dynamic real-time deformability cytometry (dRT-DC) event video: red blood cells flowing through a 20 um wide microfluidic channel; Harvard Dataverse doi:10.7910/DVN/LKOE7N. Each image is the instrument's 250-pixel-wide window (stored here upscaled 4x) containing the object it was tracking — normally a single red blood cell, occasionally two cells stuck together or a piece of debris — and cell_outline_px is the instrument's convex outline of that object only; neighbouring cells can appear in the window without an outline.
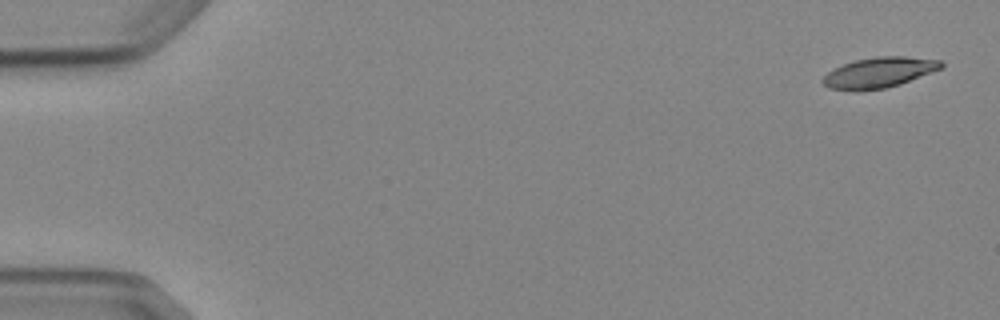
{"species": "Egyptian fruit bat (a non-hibernating species)", "species_latin": "Rousettus aegyptiacus", "temperature_condition": "cold", "stored_images_in_passage": 5, "camera_frame_rate_fps": 3000, "um_per_image_px": 0.085, "animal": {"sex": "female"}, "frame": {"image": 1, "passage_image": 1, "time_ms": 0.0, "image_size_px": [1000, 320], "cell_outline_px": [[944, 68], [900, 84], [884, 88], [828, 88], [820, 80], [828, 72], [844, 64], [856, 60], [876, 56], [904, 56], [940, 60], [944, 64]], "centroid_in_image_um": [74.8, 6.12], "position_along_channel_um": 10.2, "area_um2": 20.35}}
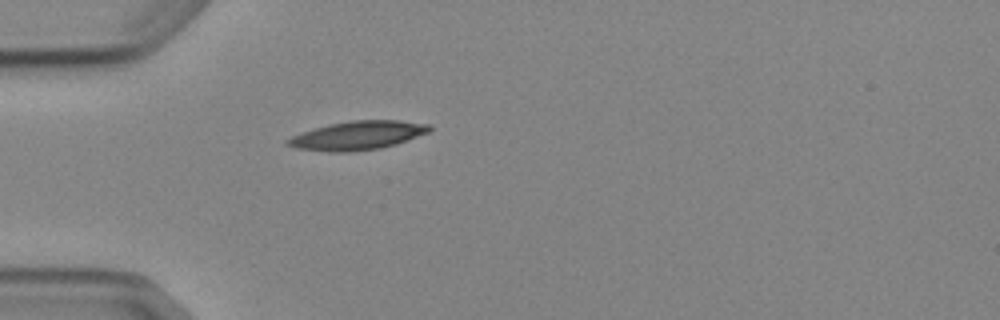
{"frame": {"image": 2, "passage_image": 5, "time_ms": 4.667, "image_size_px": [1000, 320], "cell_outline_px": [[432, 128], [428, 132], [396, 144], [380, 148], [348, 152], [328, 152], [296, 148], [284, 144], [284, 140], [292, 136], [328, 124], [352, 120], [400, 120], [432, 124]], "centroid_in_image_um": [30.4, 11.51], "position_along_channel_um": 54.6, "area_um2": 23.76}}